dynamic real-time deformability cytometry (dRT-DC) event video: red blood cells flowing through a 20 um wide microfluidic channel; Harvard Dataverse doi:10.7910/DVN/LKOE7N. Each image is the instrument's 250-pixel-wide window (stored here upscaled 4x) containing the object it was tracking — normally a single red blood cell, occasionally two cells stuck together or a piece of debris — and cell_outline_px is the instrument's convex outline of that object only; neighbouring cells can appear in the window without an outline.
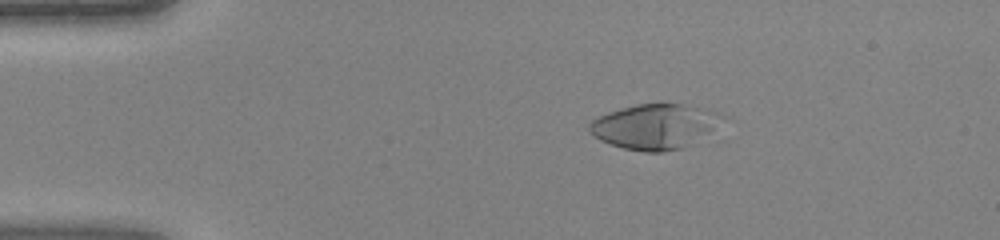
{"species": "human", "species_latin": "Homo sapiens", "temperature_condition": "warm", "stored_images_in_passage": 45, "camera_frame_rate_fps": 3000, "um_per_image_px": 0.085, "donor": {"sex": "female"}, "frame": {"image": 1, "passage_image": 8, "time_ms": 2.333, "image_size_px": [1000, 240], "cell_outline_px": [[724, 116], [696, 144], [680, 148], [660, 152], [644, 152], [624, 148], [600, 140], [592, 136], [588, 132], [588, 124], [592, 120], [608, 112], [620, 108], [636, 104], [680, 104], [708, 108]], "centroid_in_image_um": [55.62, 10.75], "position_along_channel_um": 29.4, "area_um2": 34.74}}
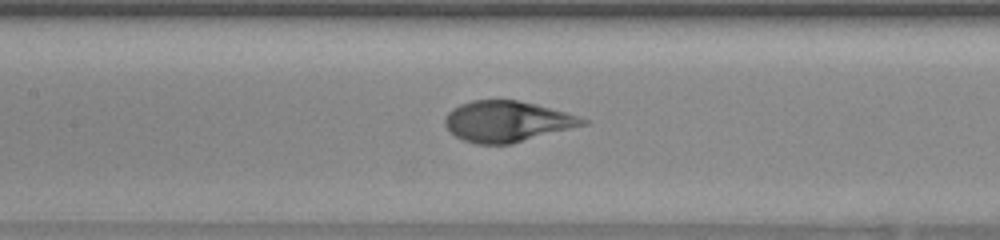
{"frame": {"image": 2, "passage_image": 21, "time_ms": 6.667, "image_size_px": [1000, 240], "cell_outline_px": [[588, 124], [512, 144], [476, 144], [464, 140], [456, 136], [444, 124], [444, 116], [452, 108], [460, 104], [472, 100], [516, 100], [536, 104], [564, 112], [588, 120]], "centroid_in_image_um": [43.07, 10.32], "position_along_channel_um": 164.3, "area_um2": 32.66}}
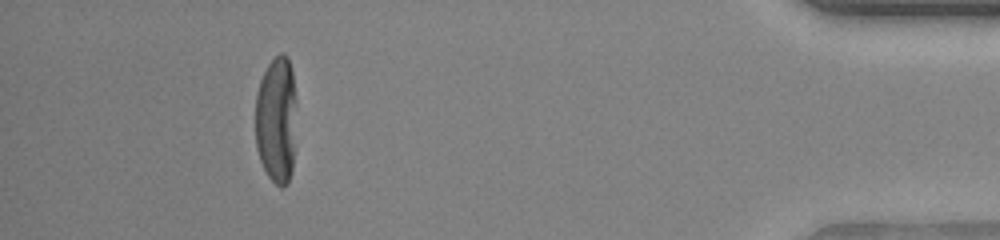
{"frame": {"image": 3, "passage_image": 41, "time_ms": 13.333, "image_size_px": [1000, 240], "cell_outline_px": [[296, 148], [292, 168], [288, 184], [280, 188], [268, 176], [260, 160], [256, 148], [256, 92], [260, 80], [268, 64], [280, 52], [284, 52], [288, 56], [292, 72], [296, 100]], "centroid_in_image_um": [23.52, 10.2], "position_along_channel_um": 411.7, "area_um2": 31.27}}